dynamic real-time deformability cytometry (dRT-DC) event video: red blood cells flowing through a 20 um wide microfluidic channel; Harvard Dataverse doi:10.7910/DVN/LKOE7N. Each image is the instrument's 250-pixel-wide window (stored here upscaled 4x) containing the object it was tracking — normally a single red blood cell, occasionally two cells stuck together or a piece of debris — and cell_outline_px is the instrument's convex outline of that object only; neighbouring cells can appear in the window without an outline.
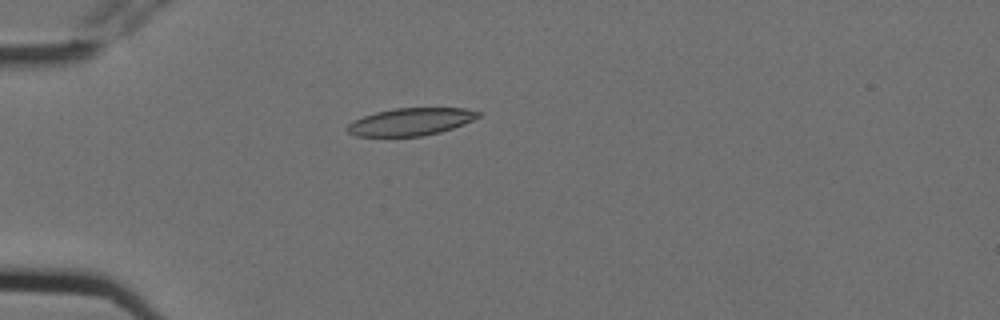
{"species": "Egyptian fruit bat (a non-hibernating species)", "species_latin": "Rousettus aegyptiacus", "temperature_condition": "cold", "stored_images_in_passage": 4, "camera_frame_rate_fps": 3000, "um_per_image_px": 0.085, "animal": {"sex": "female"}, "frame": {"image": 1, "passage_image": 4, "time_ms": 1.0, "image_size_px": [1000, 320], "cell_outline_px": [[484, 112], [480, 116], [464, 124], [440, 132], [420, 136], [356, 136], [348, 132], [344, 128], [348, 124], [364, 116], [376, 112], [396, 108], [464, 108]], "centroid_in_image_um": [34.93, 10.34], "position_along_channel_um": 50.1, "area_um2": 20.87}}